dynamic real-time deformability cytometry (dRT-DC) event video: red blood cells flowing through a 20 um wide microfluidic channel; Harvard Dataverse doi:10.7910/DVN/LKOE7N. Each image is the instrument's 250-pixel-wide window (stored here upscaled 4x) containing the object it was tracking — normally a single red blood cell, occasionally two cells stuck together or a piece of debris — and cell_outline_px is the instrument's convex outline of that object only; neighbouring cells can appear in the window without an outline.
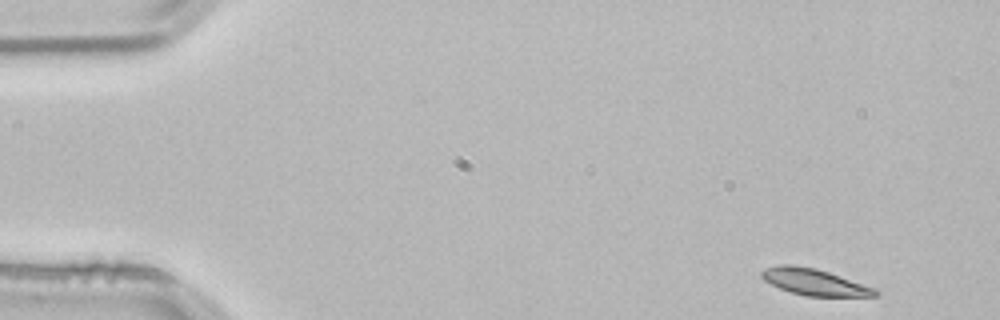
{"species": "common noctule bat (a hibernating species)", "species_latin": "Nyctalus noctula", "temperature_condition": "room temperature", "stored_images_in_passage": 51, "camera_frame_rate_fps": 3000, "um_per_image_px": 0.085, "animal": {"sex": "male", "body_mass_g": 21.5, "forearm_length_mm": 52.0}, "frame": {"image": 1, "passage_image": 1, "time_ms": 0.0, "image_size_px": [1000, 320], "cell_outline_px": [[880, 292], [876, 296], [804, 296], [780, 288], [764, 280], [760, 276], [760, 272], [764, 268], [780, 264], [792, 264], [816, 268], [876, 288]], "centroid_in_image_um": [69.21, 23.96], "position_along_channel_um": 15.8, "area_um2": 17.51}}
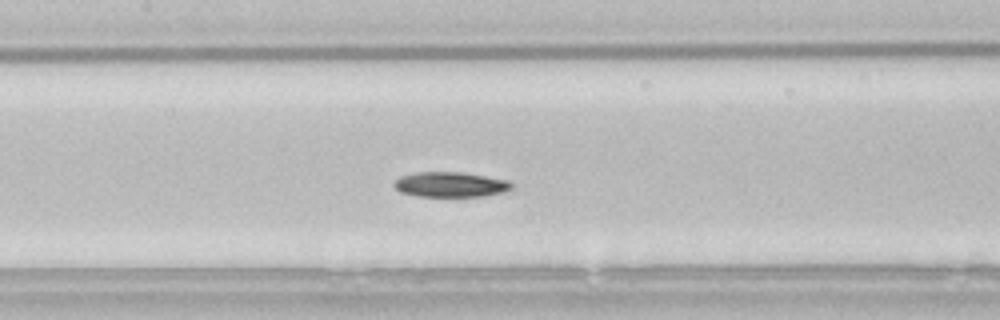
{"frame": {"image": 2, "passage_image": 22, "time_ms": 7.0, "image_size_px": [1000, 320], "cell_outline_px": [[512, 188], [504, 192], [484, 196], [416, 196], [400, 192], [392, 184], [400, 176], [416, 172], [464, 172], [508, 180], [512, 184]], "centroid_in_image_um": [38.28, 15.68], "position_along_channel_um": 169.1, "area_um2": 17.22}}
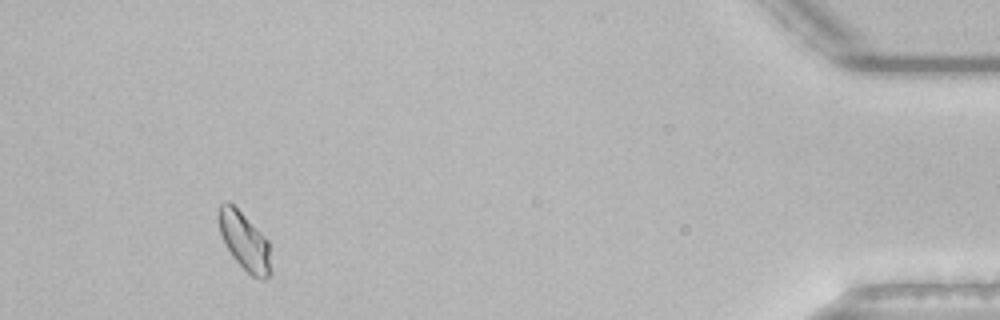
{"frame": {"image": 3, "passage_image": 47, "time_ms": 15.333, "image_size_px": [1000, 320], "cell_outline_px": [[272, 272], [264, 280], [260, 280], [252, 276], [232, 256], [220, 232], [216, 216], [216, 212], [220, 204], [228, 200], [268, 240], [272, 268]], "centroid_in_image_um": [20.78, 20.51], "position_along_channel_um": 414.4, "area_um2": 17.57}, "authors_computed_cell_mechanics": {"area_um2": 17.5134, "velocity_mm_per_s": 3.7732, "shape_relaxation_time_tau1_ms": 4.3448, "shape_relaxation_time_tau2_ms": null, "deformation_change_tau1": 0.0969, "deformation_change_tau2": null}}